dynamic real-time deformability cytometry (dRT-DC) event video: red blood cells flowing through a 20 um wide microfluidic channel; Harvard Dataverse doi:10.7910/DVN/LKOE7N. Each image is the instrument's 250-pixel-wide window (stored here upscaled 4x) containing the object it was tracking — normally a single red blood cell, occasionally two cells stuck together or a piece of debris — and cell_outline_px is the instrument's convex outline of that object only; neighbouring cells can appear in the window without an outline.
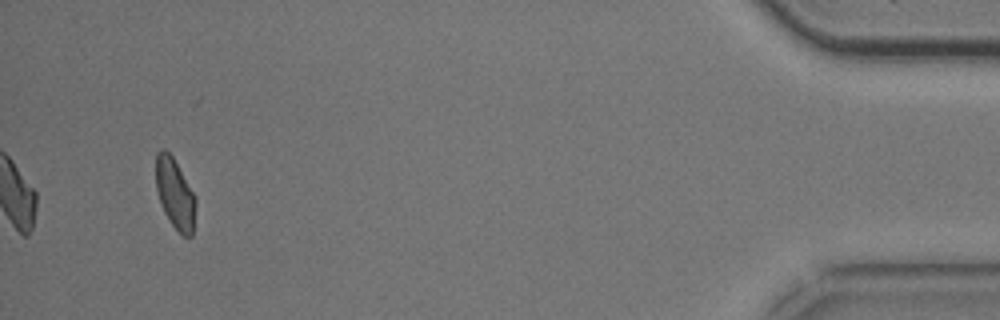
{"species": "common noctule bat (a hibernating species)", "species_latin": "Nyctalus noctula", "temperature_condition": "cold", "stored_images_in_passage": 38, "camera_frame_rate_fps": 3000, "um_per_image_px": 0.085, "animal": {"sex": "male", "body_mass_g": 20.5, "forearm_length_mm": 52.5}, "frame": {"image": 1, "passage_image": 38, "time_ms": 12.333, "image_size_px": [1000, 320], "cell_outline_px": [[196, 204], [192, 236], [184, 236], [172, 224], [164, 212], [160, 204], [156, 188], [156, 152], [160, 148], [164, 148], [172, 156], [196, 196]], "centroid_in_image_um": [14.87, 16.44], "position_along_channel_um": 420.3, "area_um2": 16.3}, "authors_computed_cell_mechanics": {"area_um2": 17.5423, "velocity_mm_per_s": 3.7762, "shape_relaxation_time_tau1_ms": 4.3388, "shape_relaxation_time_tau2_ms": 3.0705, "deformation_change_tau1": 0.0677, "deformation_change_tau2": 0.0641}}